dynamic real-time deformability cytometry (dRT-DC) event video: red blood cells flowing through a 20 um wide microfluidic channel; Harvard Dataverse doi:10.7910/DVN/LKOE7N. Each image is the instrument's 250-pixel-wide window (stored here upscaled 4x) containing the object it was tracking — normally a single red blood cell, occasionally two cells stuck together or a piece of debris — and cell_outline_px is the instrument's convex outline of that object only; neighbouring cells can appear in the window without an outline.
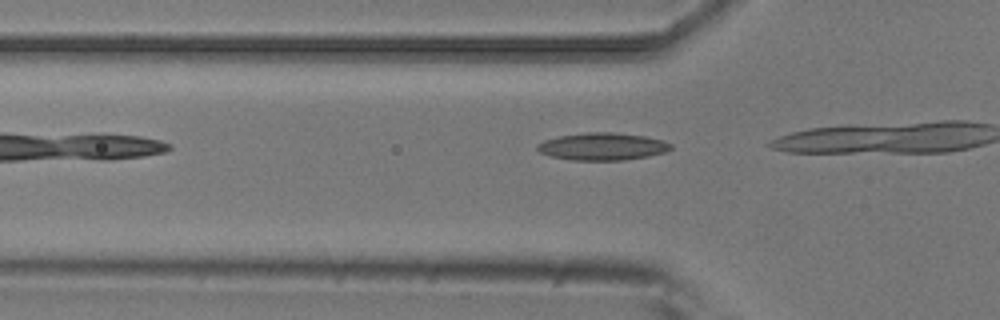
{"species": "common noctule bat (a hibernating species)", "species_latin": "Nyctalus noctula", "temperature_condition": "room temperature", "stored_images_in_passage": 5, "camera_frame_rate_fps": 3000, "um_per_image_px": 0.085, "animal": {"sex": "male", "body_mass_g": 20.5, "forearm_length_mm": 52.5}, "frame": {"image": 1, "passage_image": 4, "time_ms": 1.0, "image_size_px": [1000, 320], "cell_outline_px": [[672, 148], [664, 152], [648, 156], [624, 160], [572, 160], [552, 156], [540, 152], [536, 148], [536, 144], [544, 140], [560, 136], [588, 132], [616, 132], [644, 136], [664, 140], [672, 144]], "centroid_in_image_um": [51.22, 12.44], "position_along_channel_um": 74.6, "area_um2": 21.27}}